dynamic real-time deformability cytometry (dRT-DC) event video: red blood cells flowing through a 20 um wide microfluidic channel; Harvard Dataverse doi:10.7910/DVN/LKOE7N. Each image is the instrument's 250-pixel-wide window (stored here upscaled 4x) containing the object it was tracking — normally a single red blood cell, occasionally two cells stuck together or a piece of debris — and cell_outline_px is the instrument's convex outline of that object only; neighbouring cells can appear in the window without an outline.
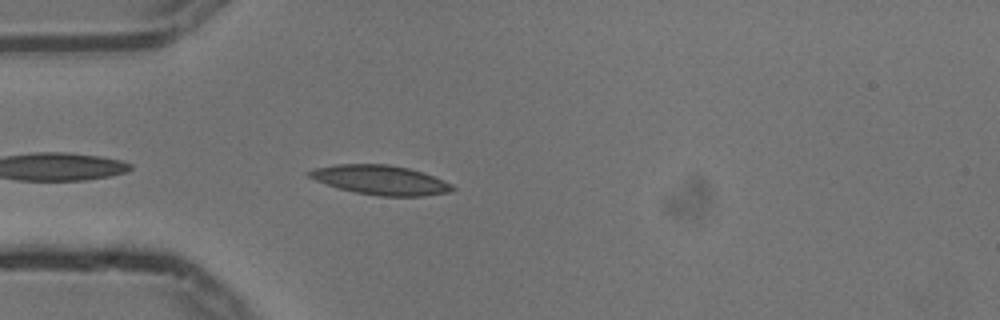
{"species": "common noctule bat (a hibernating species)", "species_latin": "Nyctalus noctula", "temperature_condition": "cold", "stored_images_in_passage": 19, "camera_frame_rate_fps": 3000, "um_per_image_px": 0.085, "animal": {"sex": "male", "body_mass_g": 13.3}, "frame": {"image": 1, "passage_image": 2, "time_ms": 0.333, "image_size_px": [1000, 320], "cell_outline_px": [[456, 188], [448, 192], [424, 196], [380, 196], [356, 192], [336, 188], [316, 180], [308, 176], [304, 172], [316, 168], [336, 164], [388, 164], [408, 168], [432, 176], [452, 184]], "centroid_in_image_um": [32.3, 15.3], "position_along_channel_um": 52.7, "area_um2": 24.39}}
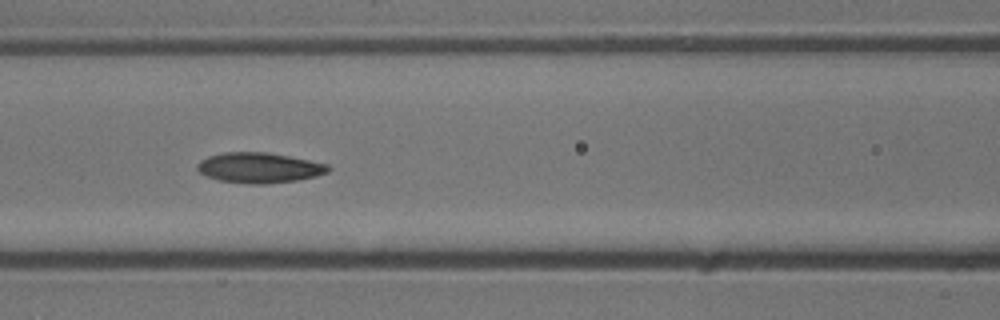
{"frame": {"image": 2, "passage_image": 10, "time_ms": 3.0, "image_size_px": [1000, 320], "cell_outline_px": [[332, 168], [328, 172], [316, 176], [296, 180], [268, 184], [248, 184], [220, 180], [208, 176], [200, 172], [196, 168], [196, 164], [200, 160], [208, 156], [224, 152], [264, 152], [288, 156], [328, 164]], "centroid_in_image_um": [22.03, 14.26], "position_along_channel_um": 144.6, "area_um2": 23.06}}
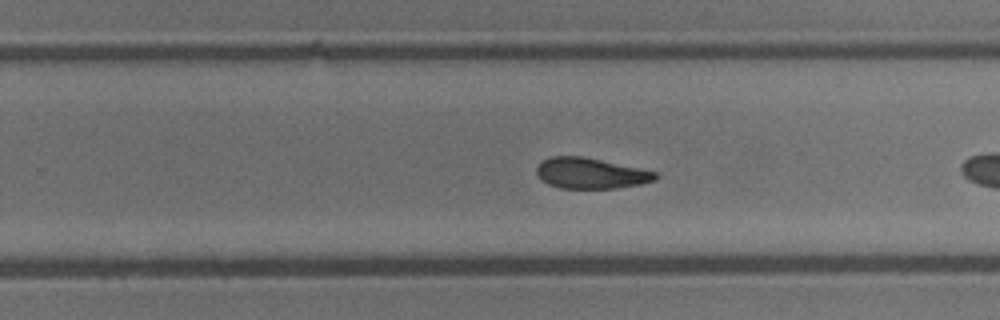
{"frame": {"image": 3, "passage_image": 18, "time_ms": 5.667, "image_size_px": [1000, 320], "cell_outline_px": [[660, 176], [656, 180], [640, 184], [616, 188], [560, 188], [548, 184], [540, 180], [536, 172], [536, 168], [544, 160], [552, 156], [580, 156], [600, 160], [656, 172]], "centroid_in_image_um": [50.19, 14.74], "position_along_channel_um": 279.6, "area_um2": 21.04}}